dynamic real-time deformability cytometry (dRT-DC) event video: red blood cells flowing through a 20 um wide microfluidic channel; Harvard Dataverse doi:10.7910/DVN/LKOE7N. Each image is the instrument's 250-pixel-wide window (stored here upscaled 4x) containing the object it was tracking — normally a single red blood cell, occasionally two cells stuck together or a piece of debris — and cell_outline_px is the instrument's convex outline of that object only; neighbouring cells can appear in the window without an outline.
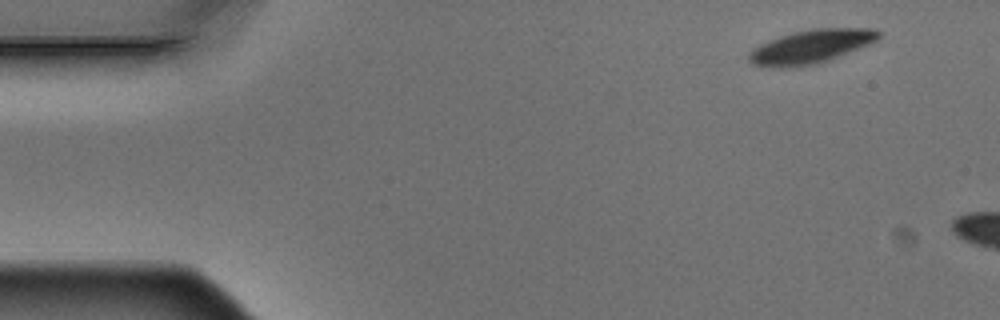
{"species": "Egyptian fruit bat (a non-hibernating species)", "species_latin": "Rousettus aegyptiacus", "temperature_condition": "warm", "stored_images_in_passage": 2, "camera_frame_rate_fps": 3000, "um_per_image_px": 0.085, "animal": {"sex": "male"}, "frame": {"image": 1, "passage_image": 1, "time_ms": 0.0, "image_size_px": [1000, 320], "cell_outline_px": [[880, 36], [876, 40], [868, 44], [828, 60], [816, 64], [792, 68], [768, 68], [752, 64], [748, 60], [748, 52], [752, 48], [768, 40], [792, 32], [812, 28], [876, 28], [880, 32]], "centroid_in_image_um": [68.85, 3.97], "position_along_channel_um": 16.1, "area_um2": 25.66}}